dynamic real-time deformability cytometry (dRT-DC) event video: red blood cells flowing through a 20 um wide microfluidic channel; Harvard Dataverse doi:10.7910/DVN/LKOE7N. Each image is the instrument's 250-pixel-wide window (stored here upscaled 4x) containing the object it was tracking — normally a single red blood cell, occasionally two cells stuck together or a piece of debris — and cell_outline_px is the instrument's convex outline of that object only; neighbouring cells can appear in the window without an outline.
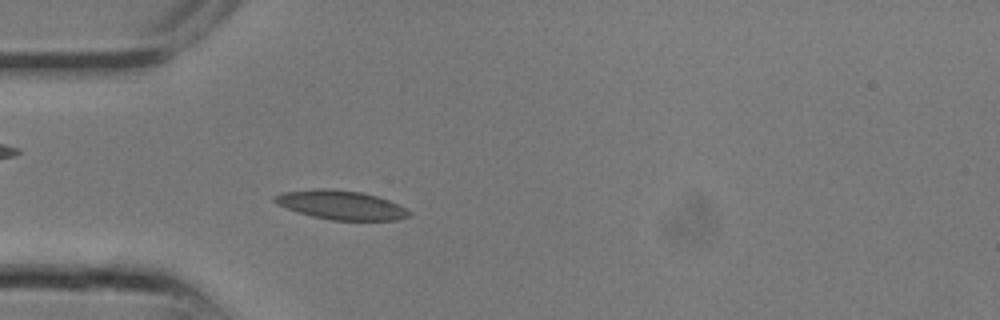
{"species": "common noctule bat (a hibernating species)", "species_latin": "Nyctalus noctula", "temperature_condition": "room temperature", "stored_images_in_passage": 10, "camera_frame_rate_fps": 3000, "um_per_image_px": 0.085, "animal": {"sex": "male", "body_mass_g": 13.3}, "frame": {"image": 1, "passage_image": 5, "time_ms": 1.333, "image_size_px": [1000, 320], "cell_outline_px": [[412, 216], [396, 220], [332, 220], [312, 216], [296, 212], [276, 204], [272, 200], [272, 196], [280, 192], [316, 188], [324, 188], [360, 192], [376, 196], [388, 200], [412, 212]], "centroid_in_image_um": [28.92, 17.42], "position_along_channel_um": 56.1, "area_um2": 22.83}}
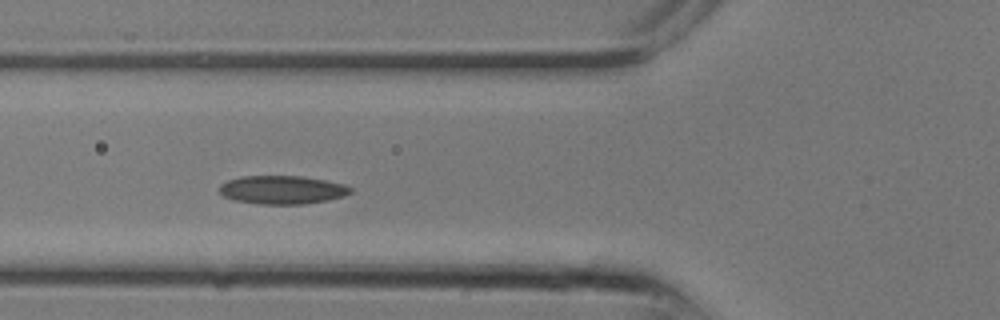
{"frame": {"image": 2, "passage_image": 7, "time_ms": 2.0, "image_size_px": [1000, 320], "cell_outline_px": [[352, 192], [344, 196], [328, 200], [304, 204], [256, 204], [232, 200], [224, 196], [220, 192], [220, 184], [228, 180], [240, 176], [300, 176], [324, 180], [344, 184], [352, 188]], "centroid_in_image_um": [23.97, 16.14], "position_along_channel_um": 101.8, "area_um2": 21.79}}
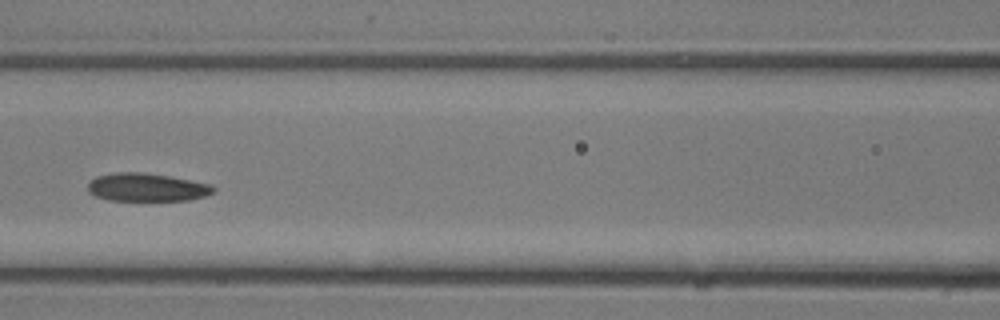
{"frame": {"image": 3, "passage_image": 9, "time_ms": 2.667, "image_size_px": [1000, 320], "cell_outline_px": [[216, 192], [204, 196], [188, 200], [108, 200], [96, 196], [88, 192], [88, 184], [96, 176], [120, 172], [140, 172], [168, 176], [212, 184], [216, 188]], "centroid_in_image_um": [12.5, 15.92], "position_along_channel_um": 154.1, "area_um2": 20.46}}